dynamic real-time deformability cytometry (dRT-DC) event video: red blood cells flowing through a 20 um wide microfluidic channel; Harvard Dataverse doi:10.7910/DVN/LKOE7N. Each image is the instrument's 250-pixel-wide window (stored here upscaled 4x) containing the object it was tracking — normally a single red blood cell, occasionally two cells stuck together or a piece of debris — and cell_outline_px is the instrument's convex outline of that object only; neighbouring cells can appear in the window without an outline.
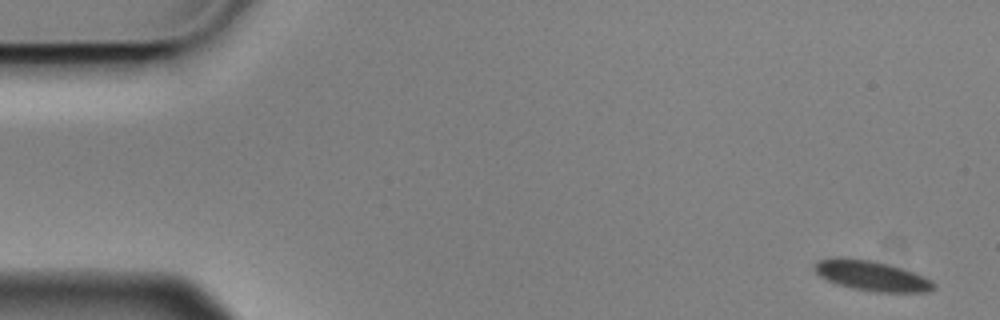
{"species": "Egyptian fruit bat (a non-hibernating species)", "species_latin": "Rousettus aegyptiacus", "temperature_condition": "cold", "stored_images_in_passage": 5, "camera_frame_rate_fps": 3000, "um_per_image_px": 0.085, "animal": {"sex": "male"}, "frame": {"image": 1, "passage_image": 1, "time_ms": 0.0, "image_size_px": [1000, 320], "cell_outline_px": [[936, 288], [928, 292], [876, 292], [852, 288], [836, 284], [820, 276], [812, 268], [812, 264], [816, 260], [836, 256], [840, 256], [872, 260], [900, 268], [912, 272], [936, 284]], "centroid_in_image_um": [73.99, 23.42], "position_along_channel_um": 11.0, "area_um2": 20.98}}
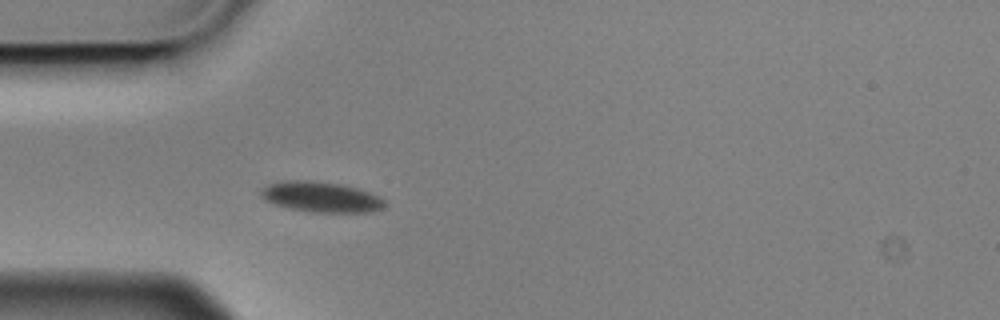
{"frame": {"image": 2, "passage_image": 5, "time_ms": 1.333, "image_size_px": [1000, 320], "cell_outline_px": [[384, 208], [372, 212], [312, 212], [292, 208], [276, 204], [264, 200], [260, 196], [260, 188], [268, 184], [284, 180], [312, 180], [340, 184], [356, 188], [368, 192], [384, 200]], "centroid_in_image_um": [27.24, 16.73], "position_along_channel_um": 57.8, "area_um2": 21.85}}